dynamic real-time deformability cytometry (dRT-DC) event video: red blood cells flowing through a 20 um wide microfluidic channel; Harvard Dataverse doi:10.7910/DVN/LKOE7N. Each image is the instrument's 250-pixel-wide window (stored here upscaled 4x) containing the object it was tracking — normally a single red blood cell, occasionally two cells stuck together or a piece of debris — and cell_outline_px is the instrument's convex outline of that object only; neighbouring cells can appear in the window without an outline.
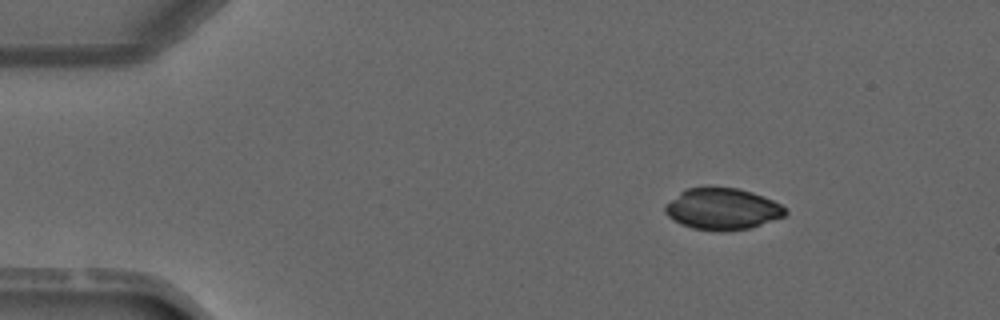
{"species": "common noctule bat (a hibernating species)", "species_latin": "Nyctalus noctula", "temperature_condition": "warm", "stored_images_in_passage": 4, "segment_of_instrument_passage": [1, 2], "camera_frame_rate_fps": 3000, "um_per_image_px": 0.085, "animal": {"sex": "male", "forearm_length_mm": 52.5}, "frame": {"image": 1, "passage_image": 1, "time_ms": 0.0, "image_size_px": [1000, 320], "cell_outline_px": [[788, 212], [784, 216], [752, 228], [724, 232], [720, 232], [692, 228], [680, 224], [672, 220], [664, 212], [664, 208], [680, 192], [688, 188], [736, 188], [752, 192], [764, 196], [788, 208]], "centroid_in_image_um": [61.44, 17.79], "position_along_channel_um": 23.6, "area_um2": 29.07}}